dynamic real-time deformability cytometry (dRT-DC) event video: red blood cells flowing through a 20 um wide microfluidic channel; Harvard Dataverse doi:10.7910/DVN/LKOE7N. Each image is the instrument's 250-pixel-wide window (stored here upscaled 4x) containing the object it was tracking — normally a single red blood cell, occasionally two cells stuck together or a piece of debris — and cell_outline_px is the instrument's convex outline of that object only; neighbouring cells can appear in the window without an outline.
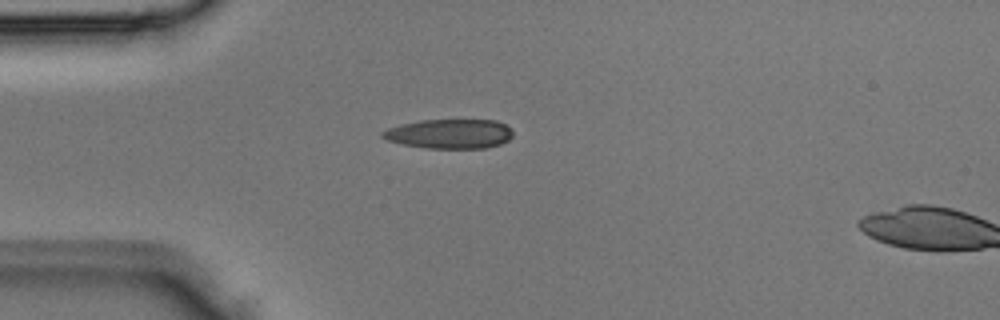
{"species": "Egyptian fruit bat (a non-hibernating species)", "species_latin": "Rousettus aegyptiacus", "temperature_condition": "room temperature", "stored_images_in_passage": 3, "camera_frame_rate_fps": 3000, "um_per_image_px": 0.085, "animal": {"sex": "male"}, "frame": {"image": 1, "passage_image": 2, "time_ms": 0.333, "image_size_px": [1000, 320], "cell_outline_px": [[512, 136], [508, 140], [500, 144], [484, 148], [424, 148], [404, 144], [388, 140], [380, 136], [380, 132], [388, 128], [400, 124], [420, 120], [496, 120], [512, 128]], "centroid_in_image_um": [38.21, 11.37], "position_along_channel_um": 46.8, "area_um2": 22.43}}